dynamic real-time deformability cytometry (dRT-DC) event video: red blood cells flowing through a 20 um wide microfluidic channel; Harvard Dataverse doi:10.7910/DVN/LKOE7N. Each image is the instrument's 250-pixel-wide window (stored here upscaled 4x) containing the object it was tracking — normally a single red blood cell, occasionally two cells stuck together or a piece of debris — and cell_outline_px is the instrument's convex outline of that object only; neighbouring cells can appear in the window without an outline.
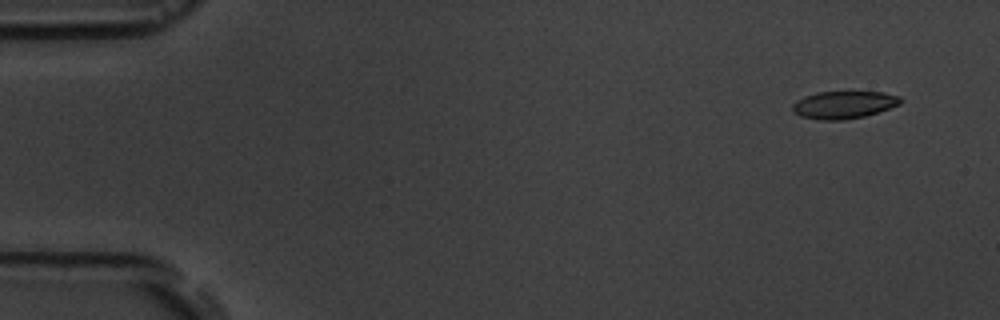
{"species": "common noctule bat (a hibernating species)", "species_latin": "Nyctalus noctula", "temperature_condition": "room temperature", "stored_images_in_passage": 5, "camera_frame_rate_fps": 3000, "um_per_image_px": 0.085, "animal": {"sex": "male", "body_mass_g": 19.5, "forearm_length_mm": 54.6}, "frame": {"image": 1, "passage_image": 2, "time_ms": 1.0, "image_size_px": [1000, 320], "cell_outline_px": [[904, 100], [900, 104], [864, 116], [844, 120], [820, 120], [800, 116], [792, 112], [792, 104], [796, 100], [804, 96], [816, 92], [884, 92], [900, 96]], "centroid_in_image_um": [71.69, 8.9], "position_along_channel_um": 13.3, "area_um2": 17.4}}
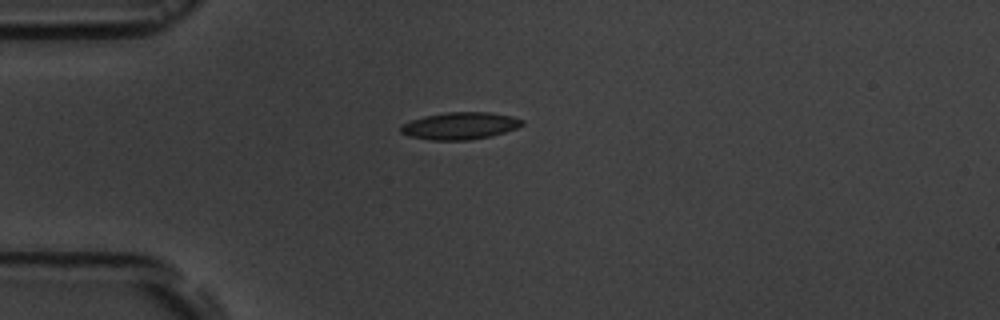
{"frame": {"image": 2, "passage_image": 5, "time_ms": 4.667, "image_size_px": [1000, 320], "cell_outline_px": [[524, 124], [516, 128], [492, 136], [468, 140], [432, 140], [408, 136], [400, 132], [400, 128], [404, 124], [412, 120], [424, 116], [444, 112], [488, 112], [512, 116], [524, 120]], "centroid_in_image_um": [39.11, 10.69], "position_along_channel_um": 45.9, "area_um2": 19.19}}